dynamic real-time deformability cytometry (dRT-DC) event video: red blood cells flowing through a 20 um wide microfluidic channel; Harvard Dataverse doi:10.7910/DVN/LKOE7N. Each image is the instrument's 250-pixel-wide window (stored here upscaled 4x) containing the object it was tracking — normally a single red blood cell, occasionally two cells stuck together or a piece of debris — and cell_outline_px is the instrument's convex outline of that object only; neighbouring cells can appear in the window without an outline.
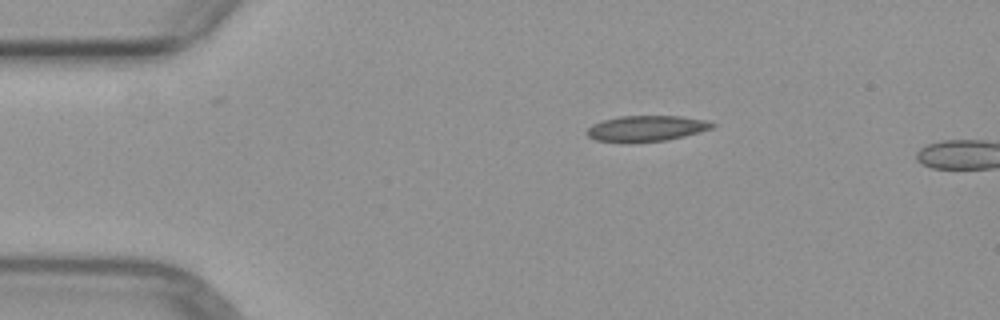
{"species": "common noctule bat (a hibernating species)", "species_latin": "Nyctalus noctula", "temperature_condition": "warm", "stored_images_in_passage": 2, "camera_frame_rate_fps": 3000, "um_per_image_px": 0.085, "animal": {"sex": "female", "body_mass_g": 29.2, "forearm_length_mm": 56.3}, "frame": {"image": 1, "passage_image": 1, "time_ms": 0.0, "image_size_px": [1000, 320], "cell_outline_px": [[716, 128], [684, 136], [664, 140], [628, 144], [596, 140], [588, 136], [584, 132], [592, 124], [604, 120], [620, 116], [680, 116], [704, 120], [716, 124]], "centroid_in_image_um": [54.92, 10.94], "position_along_channel_um": 30.1, "area_um2": 19.13}}